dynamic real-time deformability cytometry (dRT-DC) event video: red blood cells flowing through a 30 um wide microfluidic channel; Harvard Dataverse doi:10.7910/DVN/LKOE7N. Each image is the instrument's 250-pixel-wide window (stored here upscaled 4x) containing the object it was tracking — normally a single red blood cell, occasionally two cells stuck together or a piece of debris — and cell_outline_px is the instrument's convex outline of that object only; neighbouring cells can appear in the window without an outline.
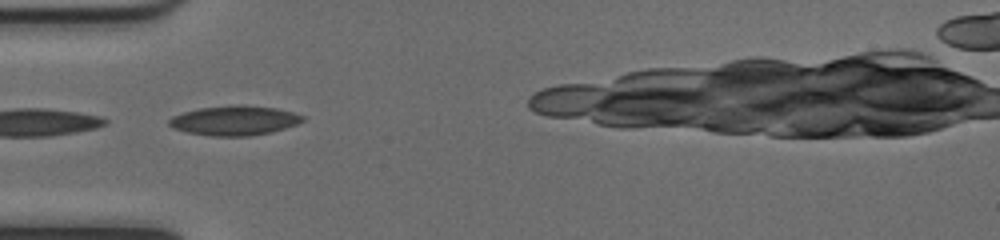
{"species": "common noctule bat (a hibernating species)", "species_latin": "Nyctalus noctula", "temperature_condition": "cold", "stored_images_in_passage": 29, "camera_frame_rate_fps": 3000, "um_per_image_px": 0.085, "animal": {"sex": "female", "body_mass_g": 17.0, "forearm_length_mm": 48.0}, "frame": {"image": 1, "passage_image": 1, "time_ms": 0.0, "image_size_px": [1000, 240], "cell_outline_px": [[304, 120], [296, 124], [272, 132], [248, 136], [212, 136], [188, 132], [172, 128], [168, 124], [168, 120], [172, 116], [184, 112], [200, 108], [276, 108], [292, 112], [304, 116]], "centroid_in_image_um": [19.89, 10.3], "position_along_channel_um": 65.1, "area_um2": 21.85}, "authors_computed_cell_mechanics": {"area_um2": 21.2704, "velocity_mm_per_s": 4.0301, "shape_relaxation_time_tau1_ms": 9.445, "shape_relaxation_time_tau2_ms": 3.0615, "deformation_change_tau1": 0.1895, "deformation_change_tau2": 0.1081}}